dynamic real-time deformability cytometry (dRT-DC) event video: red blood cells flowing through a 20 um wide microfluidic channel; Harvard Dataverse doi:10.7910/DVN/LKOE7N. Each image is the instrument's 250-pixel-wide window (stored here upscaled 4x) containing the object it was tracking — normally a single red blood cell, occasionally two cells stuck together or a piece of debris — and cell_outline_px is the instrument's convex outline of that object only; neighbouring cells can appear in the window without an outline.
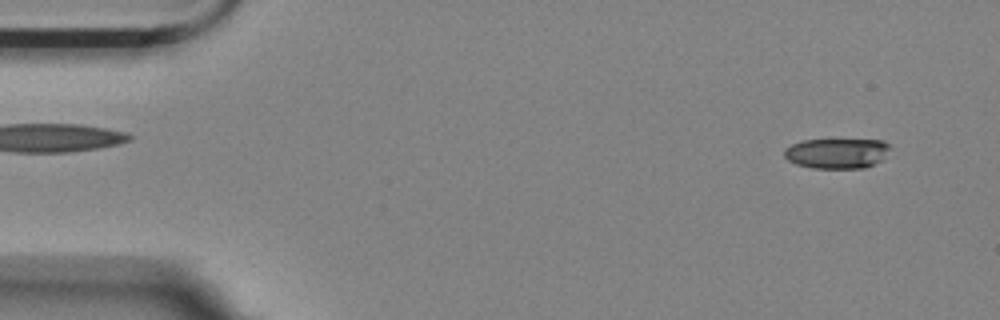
{"species": "Egyptian fruit bat (a non-hibernating species)", "species_latin": "Rousettus aegyptiacus", "temperature_condition": "room temperature", "stored_images_in_passage": 56, "camera_frame_rate_fps": 3000, "um_per_image_px": 0.085, "animal": {"sex": "female"}, "frame": {"image": 1, "passage_image": 3, "time_ms": 0.667, "image_size_px": [1000, 320], "cell_outline_px": [[892, 148], [884, 160], [864, 168], [812, 168], [796, 164], [788, 160], [784, 156], [784, 148], [792, 144], [804, 140], [884, 140]], "centroid_in_image_um": [71.18, 13.03], "position_along_channel_um": 13.8, "area_um2": 18.84}}
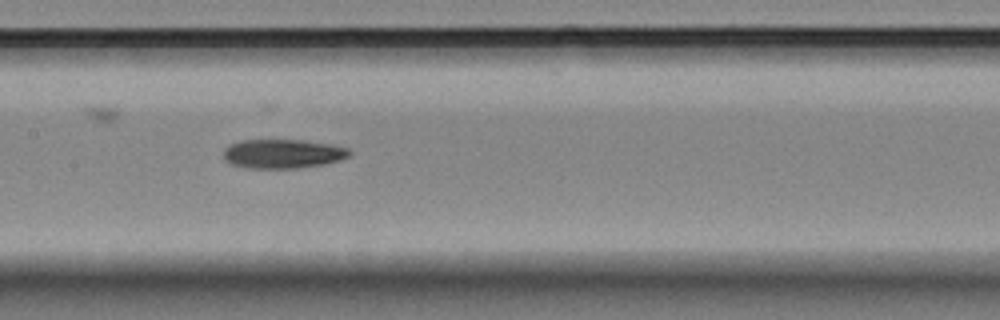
{"frame": {"image": 2, "passage_image": 26, "time_ms": 8.333, "image_size_px": [1000, 320], "cell_outline_px": [[352, 156], [340, 160], [324, 164], [300, 168], [244, 168], [232, 164], [224, 160], [224, 148], [228, 144], [244, 140], [300, 140], [332, 144], [348, 148], [352, 152]], "centroid_in_image_um": [24.05, 13.07], "position_along_channel_um": 183.3, "area_um2": 21.62}}
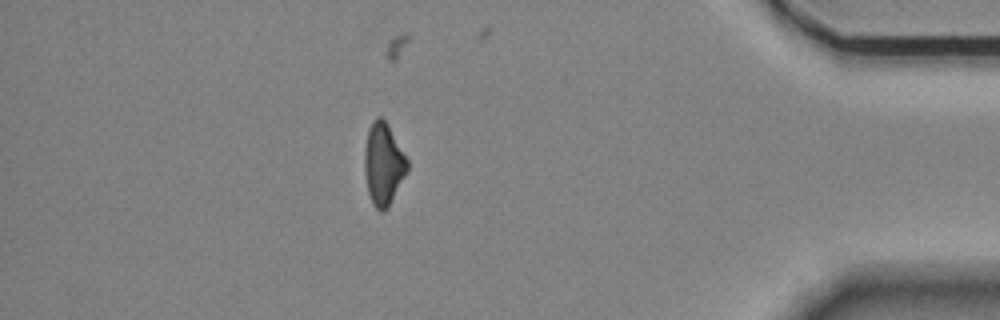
{"frame": {"image": 3, "passage_image": 48, "time_ms": 15.667, "image_size_px": [1000, 320], "cell_outline_px": [[408, 168], [388, 208], [384, 212], [380, 212], [372, 204], [368, 192], [364, 172], [364, 148], [368, 128], [372, 120], [376, 116], [380, 116], [388, 124], [408, 160]], "centroid_in_image_um": [32.56, 13.93], "position_along_channel_um": 402.6, "area_um2": 20.58}}